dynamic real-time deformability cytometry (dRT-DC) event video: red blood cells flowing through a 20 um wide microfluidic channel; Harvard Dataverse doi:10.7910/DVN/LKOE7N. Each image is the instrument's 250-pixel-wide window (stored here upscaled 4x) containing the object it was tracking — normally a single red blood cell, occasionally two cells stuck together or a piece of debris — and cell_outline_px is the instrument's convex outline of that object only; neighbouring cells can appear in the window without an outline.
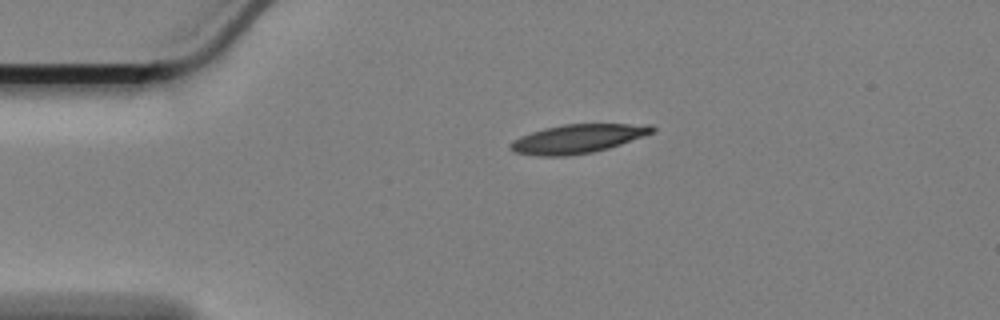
{"species": "Egyptian fruit bat (a non-hibernating species)", "species_latin": "Rousettus aegyptiacus", "temperature_condition": "cold", "stored_images_in_passage": 36, "camera_frame_rate_fps": 3000, "um_per_image_px": 0.085, "animal": {"sex": "female"}, "frame": {"image": 1, "passage_image": 1, "time_ms": 0.0, "image_size_px": [1000, 320], "cell_outline_px": [[656, 132], [608, 148], [592, 152], [568, 156], [540, 156], [516, 152], [508, 148], [520, 136], [544, 128], [564, 124], [652, 124], [656, 128]], "centroid_in_image_um": [49.17, 11.78], "position_along_channel_um": 35.8, "area_um2": 23.64}}
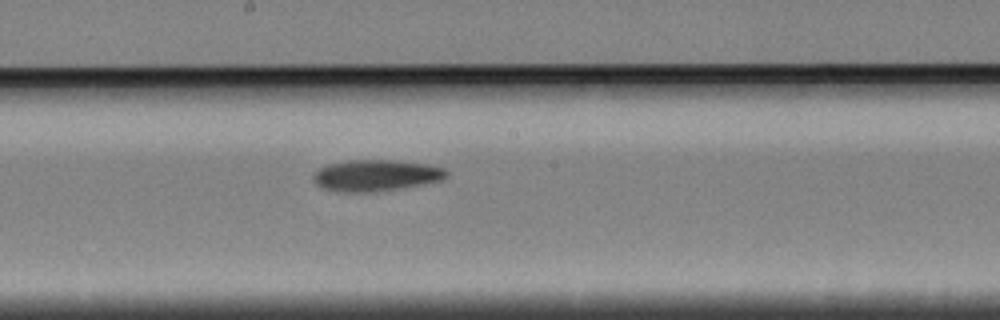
{"frame": {"image": 2, "passage_image": 20, "time_ms": 6.333, "image_size_px": [1000, 320], "cell_outline_px": [[448, 176], [444, 180], [424, 184], [376, 192], [336, 192], [324, 188], [316, 184], [312, 180], [312, 176], [320, 168], [328, 164], [348, 160], [396, 160], [428, 164], [444, 168], [448, 172]], "centroid_in_image_um": [31.98, 14.91], "position_along_channel_um": 216.2, "area_um2": 24.62}}
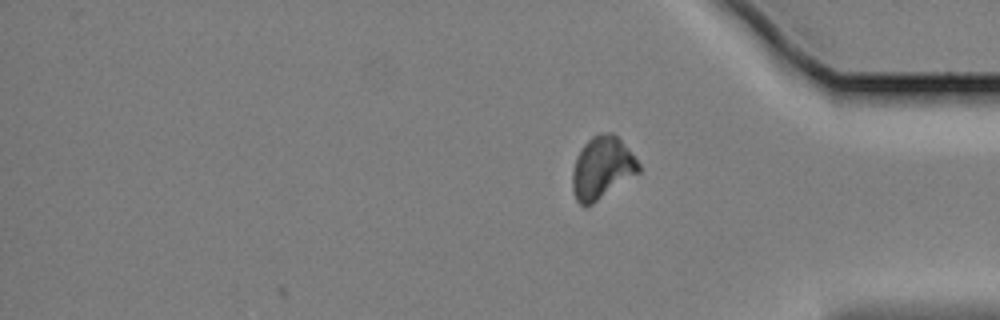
{"frame": {"image": 3, "passage_image": 36, "time_ms": 11.667, "image_size_px": [1000, 320], "cell_outline_px": [[640, 172], [588, 208], [584, 208], [576, 200], [572, 188], [572, 172], [576, 156], [580, 148], [592, 136], [600, 132], [612, 132], [620, 140], [640, 164]], "centroid_in_image_um": [51.14, 14.3], "position_along_channel_um": 384.1, "area_um2": 24.33}, "authors_computed_cell_mechanics": {"area_um2": 23.8425, "velocity_mm_per_s": 3.3707, "shape_relaxation_time_tau1_ms": 8.5043, "shape_relaxation_time_tau2_ms": null, "deformation_change_tau1": 0.1598, "deformation_change_tau2": null}}